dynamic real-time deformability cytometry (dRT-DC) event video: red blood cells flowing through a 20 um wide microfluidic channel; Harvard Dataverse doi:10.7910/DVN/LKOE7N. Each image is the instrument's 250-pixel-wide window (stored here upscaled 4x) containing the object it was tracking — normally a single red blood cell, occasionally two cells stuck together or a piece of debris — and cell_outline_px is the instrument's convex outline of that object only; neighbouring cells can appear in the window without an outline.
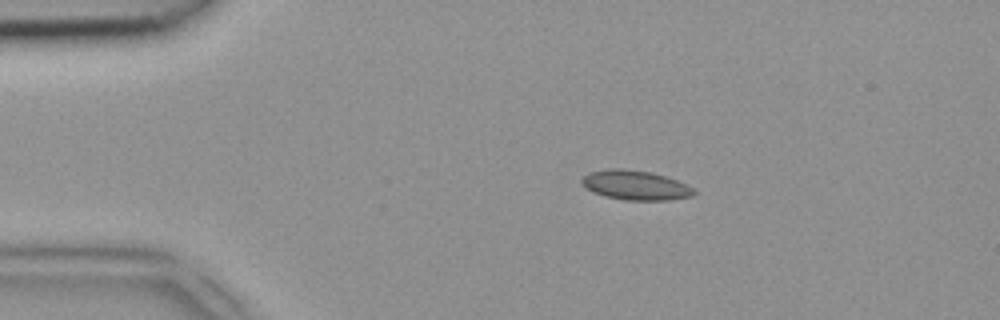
{"species": "common noctule bat (a hibernating species)", "species_latin": "Nyctalus noctula", "temperature_condition": "room temperature", "stored_images_in_passage": 40, "camera_frame_rate_fps": 3000, "um_per_image_px": 0.085, "animal": {"sex": "female", "body_mass_g": 18.4}, "frame": {"image": 1, "passage_image": 1, "time_ms": 0.0, "image_size_px": [1000, 320], "cell_outline_px": [[696, 192], [692, 196], [668, 200], [624, 200], [604, 196], [592, 192], [580, 180], [588, 172], [608, 168], [624, 168], [652, 172], [688, 184]], "centroid_in_image_um": [54.0, 15.73], "position_along_channel_um": 31.0, "area_um2": 19.36}}
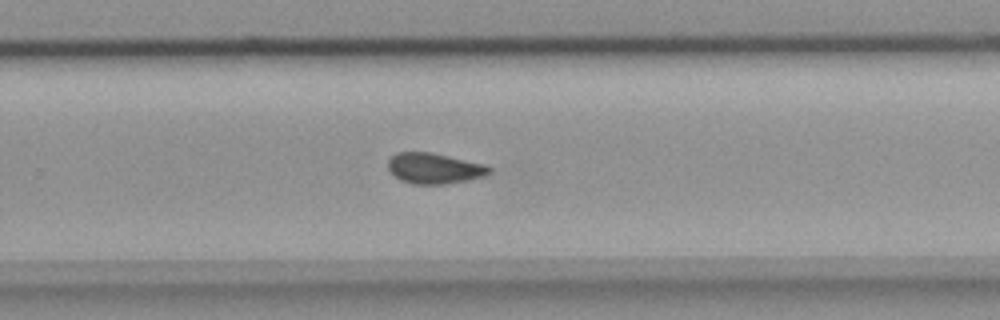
{"frame": {"image": 2, "passage_image": 23, "time_ms": 7.333, "image_size_px": [1000, 320], "cell_outline_px": [[492, 172], [484, 176], [468, 180], [444, 184], [412, 184], [400, 180], [388, 168], [388, 160], [396, 152], [432, 152], [488, 164], [492, 168]], "centroid_in_image_um": [36.97, 14.3], "position_along_channel_um": 292.8, "area_um2": 18.32}}
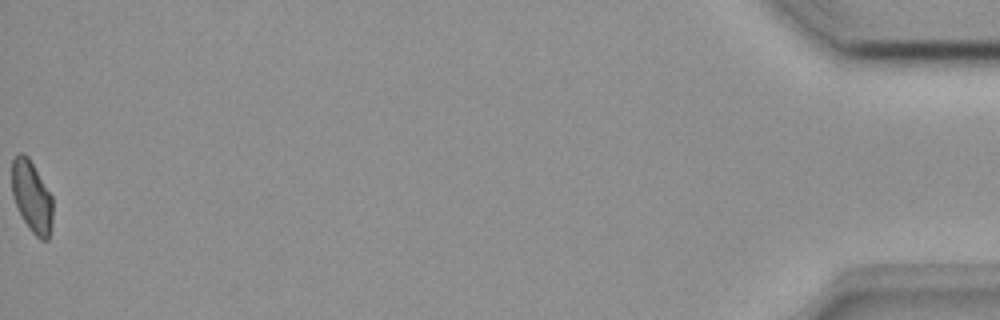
{"frame": {"image": 3, "passage_image": 40, "time_ms": 13.0, "image_size_px": [1000, 320], "cell_outline_px": [[52, 224], [48, 240], [40, 240], [28, 228], [12, 196], [12, 160], [20, 152], [28, 156], [52, 196]], "centroid_in_image_um": [2.71, 16.73], "position_along_channel_um": 432.5, "area_um2": 16.94}}